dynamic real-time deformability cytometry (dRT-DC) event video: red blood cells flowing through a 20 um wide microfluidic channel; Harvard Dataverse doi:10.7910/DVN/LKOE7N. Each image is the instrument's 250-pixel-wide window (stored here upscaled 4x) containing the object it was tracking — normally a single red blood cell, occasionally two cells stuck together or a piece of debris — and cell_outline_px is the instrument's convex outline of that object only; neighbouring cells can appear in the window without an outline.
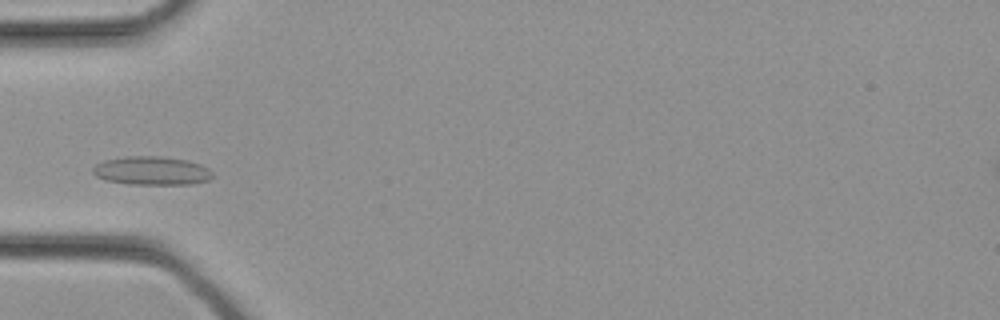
{"species": "common noctule bat (a hibernating species)", "species_latin": "Nyctalus noctula", "temperature_condition": "cold", "stored_images_in_passage": 31, "camera_frame_rate_fps": 3000, "um_per_image_px": 0.085, "animal": {"sex": "female", "body_mass_g": 21.9}, "frame": {"image": 1, "passage_image": 8, "time_ms": 2.333, "image_size_px": [1000, 320], "cell_outline_px": [[212, 176], [208, 180], [192, 184], [128, 184], [104, 180], [96, 176], [92, 172], [92, 168], [96, 164], [104, 160], [124, 156], [164, 156], [188, 160], [200, 164], [208, 168], [212, 172]], "centroid_in_image_um": [12.87, 14.5], "position_along_channel_um": 72.1, "area_um2": 20.11}}
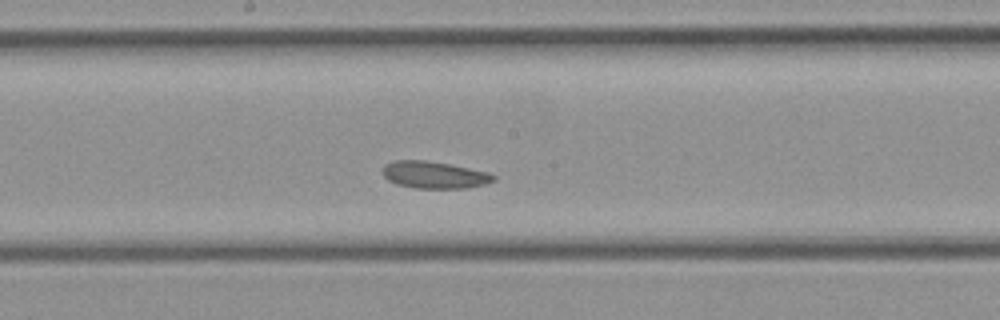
{"frame": {"image": 2, "passage_image": 15, "time_ms": 4.667, "image_size_px": [1000, 320], "cell_outline_px": [[496, 180], [484, 184], [468, 188], [416, 188], [396, 184], [388, 180], [384, 176], [384, 164], [392, 160], [424, 160], [448, 164], [488, 172], [496, 176]], "centroid_in_image_um": [36.91, 14.86], "position_along_channel_um": 211.3, "area_um2": 17.4}}
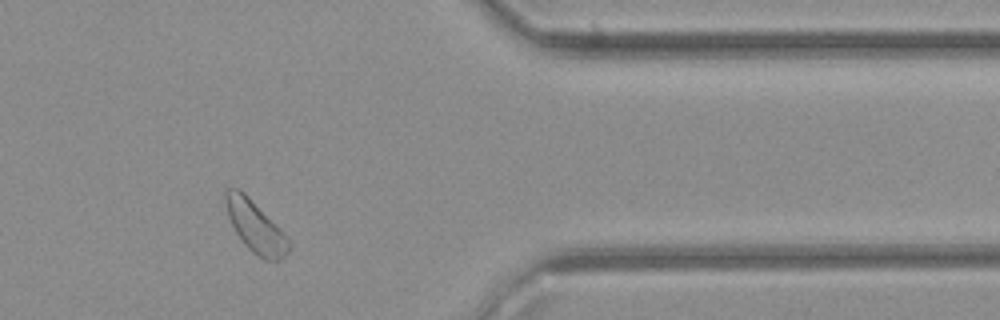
{"frame": {"image": 3, "passage_image": 25, "time_ms": 8.0, "image_size_px": [1000, 320], "cell_outline_px": [[292, 244], [288, 252], [280, 260], [264, 260], [256, 256], [244, 244], [236, 232], [228, 216], [224, 204], [224, 188], [240, 188], [288, 236]], "centroid_in_image_um": [21.71, 19.26], "position_along_channel_um": 389.7, "area_um2": 19.19}}